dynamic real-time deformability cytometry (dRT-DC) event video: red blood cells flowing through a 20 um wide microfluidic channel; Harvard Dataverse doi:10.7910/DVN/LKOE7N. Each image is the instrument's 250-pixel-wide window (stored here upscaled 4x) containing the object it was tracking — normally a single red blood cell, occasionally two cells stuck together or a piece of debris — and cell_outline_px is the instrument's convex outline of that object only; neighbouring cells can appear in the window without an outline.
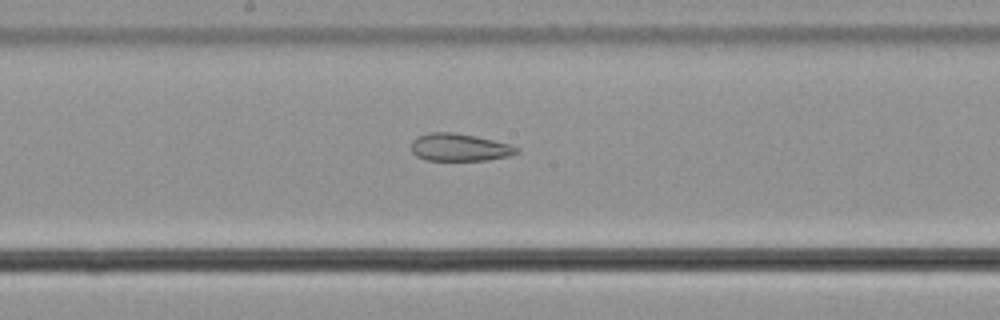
{"species": "common noctule bat (a hibernating species)", "species_latin": "Nyctalus noctula", "temperature_condition": "cold", "stored_images_in_passage": 56, "segment_of_instrument_passage": [2, 2], "camera_frame_rate_fps": 3000, "um_per_image_px": 0.085, "animal": {"sex": "male", "body_mass_g": 21.5, "forearm_length_mm": 52.0}, "frame": {"image": 1, "passage_image": 30, "time_ms": 9.667, "image_size_px": [1000, 320], "cell_outline_px": [[520, 152], [512, 156], [488, 160], [424, 160], [416, 156], [412, 152], [412, 140], [416, 136], [428, 132], [452, 132], [476, 136], [508, 144], [520, 148]], "centroid_in_image_um": [39.06, 12.53], "position_along_channel_um": 209.1, "area_um2": 17.11}}
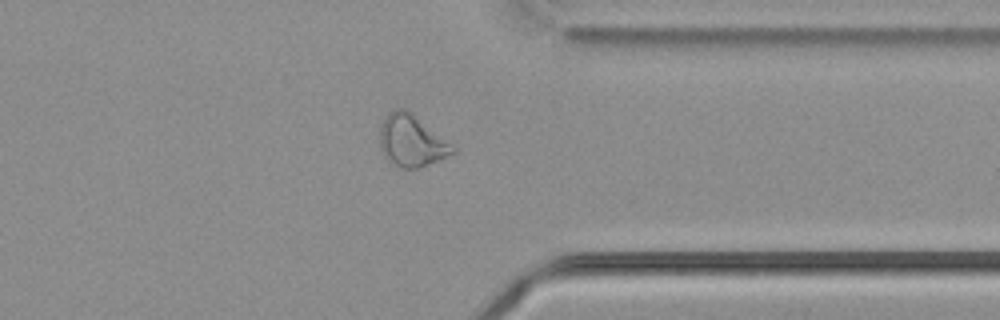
{"frame": {"image": 2, "passage_image": 44, "time_ms": 14.333, "image_size_px": [1000, 320], "cell_outline_px": [[456, 152], [420, 168], [400, 168], [388, 160], [384, 156], [380, 148], [380, 124], [388, 112], [396, 108], [404, 108], [452, 144], [456, 148]], "centroid_in_image_um": [34.95, 11.98], "position_along_channel_um": 376.4, "area_um2": 21.73}}
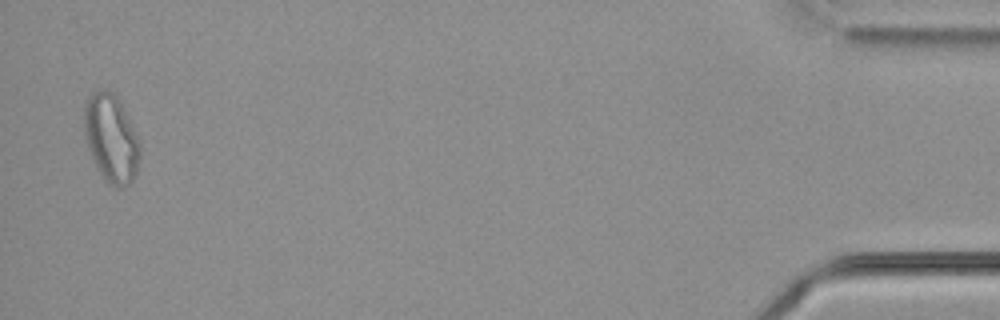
{"frame": {"image": 3, "passage_image": 55, "time_ms": 18.0, "image_size_px": [1000, 320], "cell_outline_px": [[140, 156], [136, 176], [128, 184], [120, 188], [104, 180], [92, 160], [88, 148], [84, 132], [84, 104], [88, 96], [92, 92], [100, 88], [104, 88], [112, 92], [116, 96], [140, 144]], "centroid_in_image_um": [9.41, 11.76], "position_along_channel_um": 425.8, "area_um2": 28.38}}